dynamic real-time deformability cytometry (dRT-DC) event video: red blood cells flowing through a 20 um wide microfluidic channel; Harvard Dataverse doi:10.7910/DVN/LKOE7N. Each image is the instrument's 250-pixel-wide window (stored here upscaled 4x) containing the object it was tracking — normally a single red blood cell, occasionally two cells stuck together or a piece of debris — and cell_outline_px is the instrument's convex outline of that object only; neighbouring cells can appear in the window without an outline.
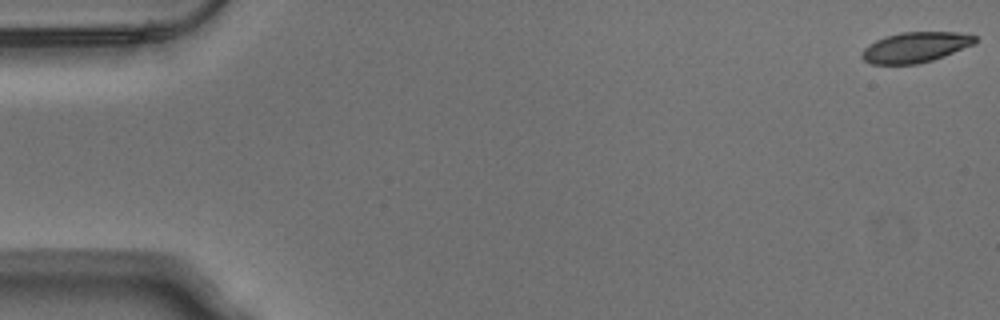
{"species": "Egyptian fruit bat (a non-hibernating species)", "species_latin": "Rousettus aegyptiacus", "temperature_condition": "warm", "stored_images_in_passage": 11, "camera_frame_rate_fps": 3000, "um_per_image_px": 0.085, "animal": {"sex": "male"}, "frame": {"image": 1, "passage_image": 1, "time_ms": 0.0, "image_size_px": [1000, 320], "cell_outline_px": [[976, 40], [972, 44], [944, 56], [920, 64], [872, 64], [864, 60], [860, 56], [860, 52], [868, 44], [884, 36], [900, 32], [956, 32], [976, 36]], "centroid_in_image_um": [77.74, 4.02], "position_along_channel_um": 7.3, "area_um2": 20.0}}